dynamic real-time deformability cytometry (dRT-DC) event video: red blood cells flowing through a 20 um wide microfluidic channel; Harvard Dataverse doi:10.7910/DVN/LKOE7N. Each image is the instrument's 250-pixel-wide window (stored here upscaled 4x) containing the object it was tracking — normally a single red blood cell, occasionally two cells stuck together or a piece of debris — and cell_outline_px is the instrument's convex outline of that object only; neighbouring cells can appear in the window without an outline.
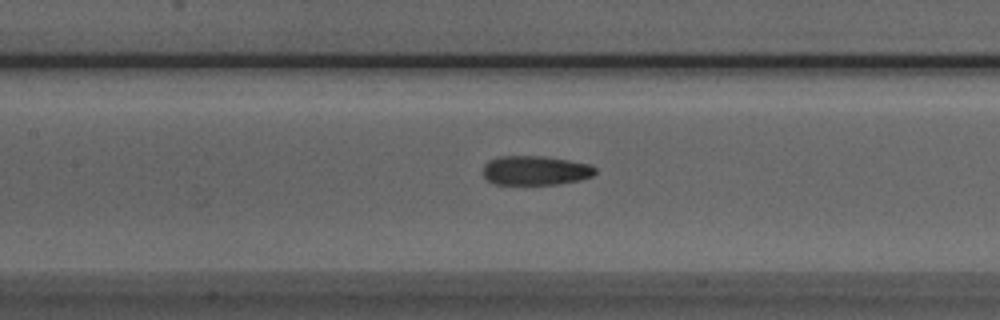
{"species": "Egyptian fruit bat (a non-hibernating species)", "species_latin": "Rousettus aegyptiacus", "temperature_condition": "room temperature", "stored_images_in_passage": 40, "camera_frame_rate_fps": 3000, "um_per_image_px": 0.085, "animal": {"sex": "male"}, "frame": {"image": 1, "passage_image": 13, "time_ms": 4.0, "image_size_px": [1000, 320], "cell_outline_px": [[596, 172], [592, 176], [580, 180], [560, 184], [492, 184], [484, 176], [484, 164], [488, 160], [500, 156], [544, 156], [592, 164], [596, 168]], "centroid_in_image_um": [45.53, 14.48], "position_along_channel_um": 161.9, "area_um2": 19.31}}
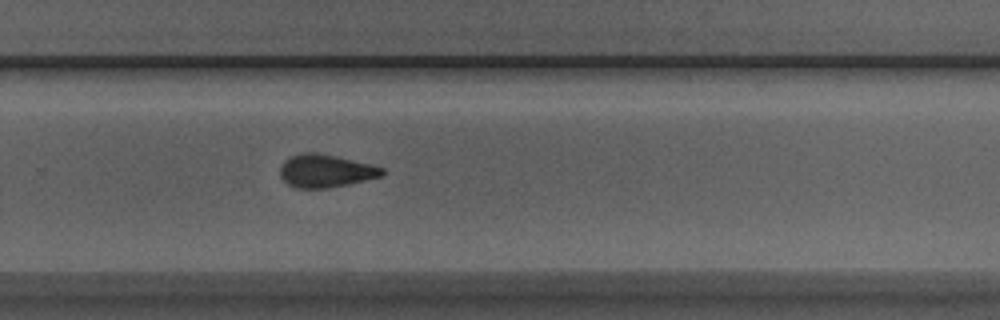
{"frame": {"image": 2, "passage_image": 24, "time_ms": 7.667, "image_size_px": [1000, 320], "cell_outline_px": [[384, 176], [348, 184], [328, 188], [296, 188], [288, 184], [280, 176], [280, 168], [284, 160], [292, 156], [304, 152], [316, 152], [336, 156], [384, 168]], "centroid_in_image_um": [27.67, 14.53], "position_along_channel_um": 302.1, "area_um2": 19.48}}
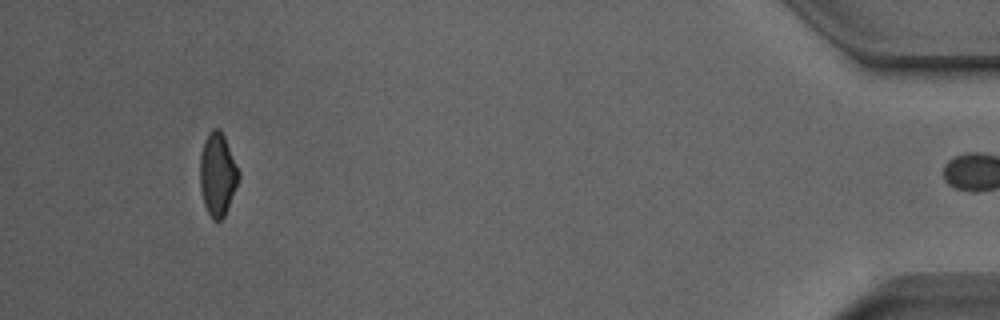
{"frame": {"image": 3, "passage_image": 39, "time_ms": 12.667, "image_size_px": [1000, 320], "cell_outline_px": [[240, 176], [224, 216], [220, 220], [212, 220], [204, 204], [200, 188], [200, 156], [204, 140], [208, 132], [212, 128], [220, 128], [224, 136], [240, 172]], "centroid_in_image_um": [18.48, 14.79], "position_along_channel_um": 416.7, "area_um2": 18.61}, "authors_computed_cell_mechanics": {"area_um2": 19.5364, "velocity_mm_per_s": 3.8347, "shape_relaxation_time_tau1_ms": 6.9237, "shape_relaxation_time_tau2_ms": 3.7775, "deformation_change_tau1": 0.1732, "deformation_change_tau2": 0.1201}}